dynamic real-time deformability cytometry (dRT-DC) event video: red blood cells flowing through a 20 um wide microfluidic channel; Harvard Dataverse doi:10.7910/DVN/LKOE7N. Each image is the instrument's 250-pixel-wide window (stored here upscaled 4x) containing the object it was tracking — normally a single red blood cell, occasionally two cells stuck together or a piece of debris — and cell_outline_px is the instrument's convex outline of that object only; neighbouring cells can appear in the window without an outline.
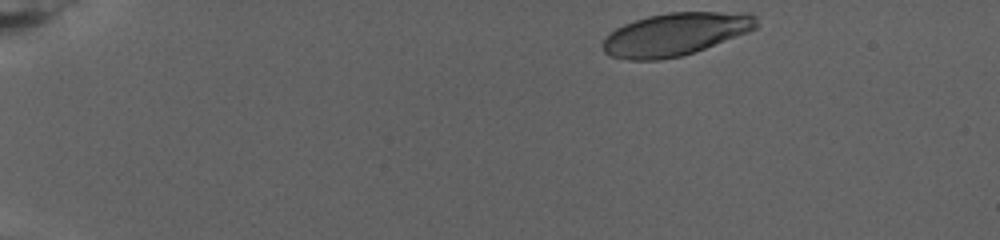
{"species": "human", "species_latin": "Homo sapiens", "temperature_condition": "warm", "stored_images_in_passage": 61, "camera_frame_rate_fps": 3000, "um_per_image_px": 0.085, "donor": {"sex": "female"}, "frame": {"image": 1, "passage_image": 1, "time_ms": 0.0, "image_size_px": [1000, 240], "cell_outline_px": [[756, 28], [748, 32], [704, 48], [680, 56], [656, 60], [628, 60], [612, 56], [604, 52], [604, 40], [616, 28], [624, 24], [648, 16], [668, 12], [748, 12], [756, 16]], "centroid_in_image_um": [57.42, 2.89], "position_along_channel_um": 27.6, "area_um2": 37.8}}
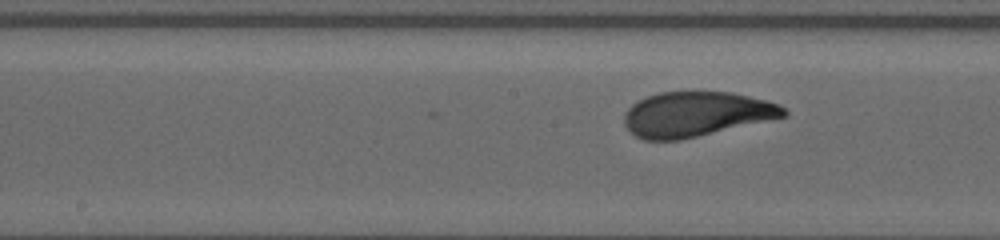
{"frame": {"image": 2, "passage_image": 32, "time_ms": 10.333, "image_size_px": [1000, 240], "cell_outline_px": [[788, 116], [680, 140], [644, 140], [636, 136], [624, 124], [624, 112], [636, 100], [656, 92], [732, 92], [780, 104], [788, 112]], "centroid_in_image_um": [59.16, 9.7], "position_along_channel_um": 189.0, "area_um2": 41.73}}
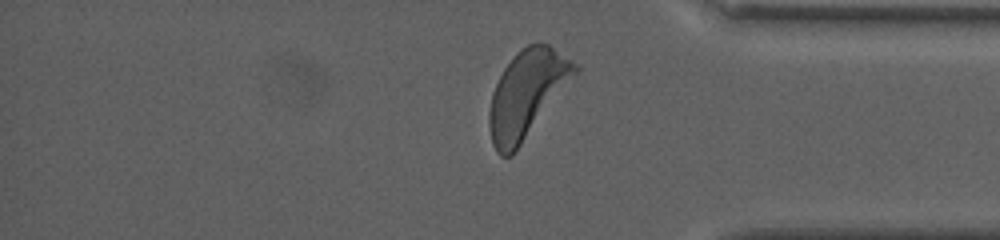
{"frame": {"image": 3, "passage_image": 56, "time_ms": 18.333, "image_size_px": [1000, 240], "cell_outline_px": [[580, 68], [512, 156], [500, 156], [496, 152], [492, 144], [488, 124], [488, 112], [492, 92], [504, 68], [516, 52], [528, 44], [548, 44], [576, 64]], "centroid_in_image_um": [44.73, 8.01], "position_along_channel_um": 390.5, "area_um2": 42.71}, "authors_computed_cell_mechanics": {"area_um2": 41.4426, "velocity_mm_per_s": 2.6324, "shape_relaxation_time_tau1_ms": 3.2093, "shape_relaxation_time_tau2_ms": 1.4829, "deformation_change_tau1": 0.153, "deformation_change_tau2": 0.0799}}